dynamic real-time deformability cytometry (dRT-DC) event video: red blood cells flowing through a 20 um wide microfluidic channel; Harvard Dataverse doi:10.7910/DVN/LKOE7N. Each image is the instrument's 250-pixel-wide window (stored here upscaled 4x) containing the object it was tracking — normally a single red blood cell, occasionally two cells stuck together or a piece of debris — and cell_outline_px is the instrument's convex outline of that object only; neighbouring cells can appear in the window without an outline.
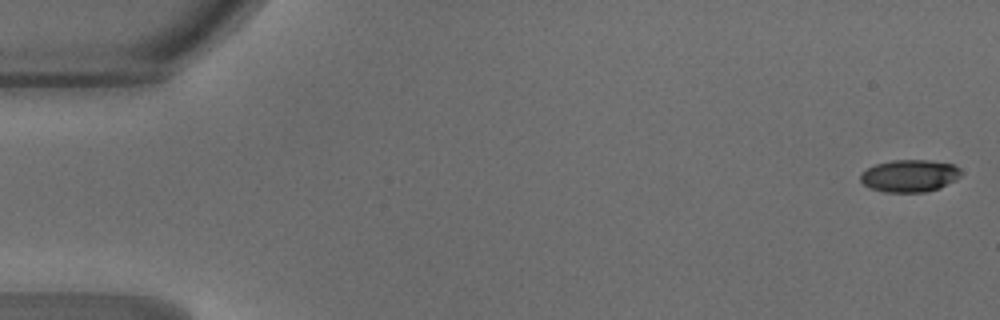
{"species": "common noctule bat (a hibernating species)", "species_latin": "Nyctalus noctula", "temperature_condition": "warm", "stored_images_in_passage": 9, "camera_frame_rate_fps": 3000, "um_per_image_px": 0.085, "animal": {"sex": "male", "body_mass_g": 18.8}, "frame": {"image": 1, "passage_image": 1, "time_ms": 0.0, "image_size_px": [1000, 320], "cell_outline_px": [[960, 176], [956, 180], [940, 188], [924, 192], [884, 192], [872, 188], [864, 184], [860, 180], [860, 176], [868, 168], [876, 164], [892, 160], [928, 160], [952, 164], [960, 168]], "centroid_in_image_um": [77.34, 14.94], "position_along_channel_um": 7.7, "area_um2": 18.79}}